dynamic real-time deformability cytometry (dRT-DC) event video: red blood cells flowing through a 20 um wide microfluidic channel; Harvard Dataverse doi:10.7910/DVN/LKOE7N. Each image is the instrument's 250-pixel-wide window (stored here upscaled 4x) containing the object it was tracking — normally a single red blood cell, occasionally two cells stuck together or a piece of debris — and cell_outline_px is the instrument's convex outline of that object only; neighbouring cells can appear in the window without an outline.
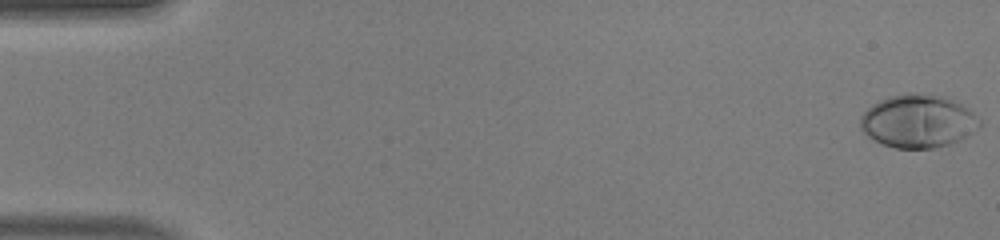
{"species": "human", "species_latin": "Homo sapiens", "temperature_condition": "warm", "stored_images_in_passage": 49, "camera_frame_rate_fps": 3000, "um_per_image_px": 0.085, "donor": {"sex": "male"}, "frame": {"image": 1, "passage_image": 1, "time_ms": 0.0, "image_size_px": [1000, 240], "cell_outline_px": [[980, 128], [960, 140], [948, 144], [932, 148], [896, 148], [884, 144], [868, 136], [860, 128], [860, 116], [872, 104], [880, 100], [892, 96], [912, 92], [916, 92], [948, 96], [964, 104], [980, 120]], "centroid_in_image_um": [78.07, 10.27], "position_along_channel_um": 6.9, "area_um2": 37.11}}
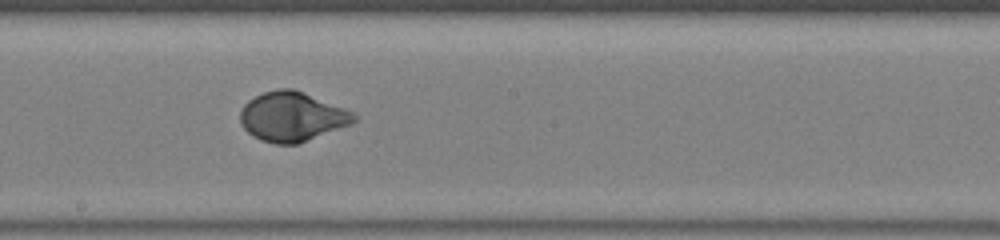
{"frame": {"image": 2, "passage_image": 28, "time_ms": 9.0, "image_size_px": [1000, 240], "cell_outline_px": [[360, 116], [352, 124], [296, 144], [276, 144], [260, 140], [252, 136], [240, 124], [240, 108], [248, 100], [264, 92], [276, 88], [292, 88], [304, 92], [344, 108]], "centroid_in_image_um": [24.81, 9.91], "position_along_channel_um": 223.4, "area_um2": 32.89}}
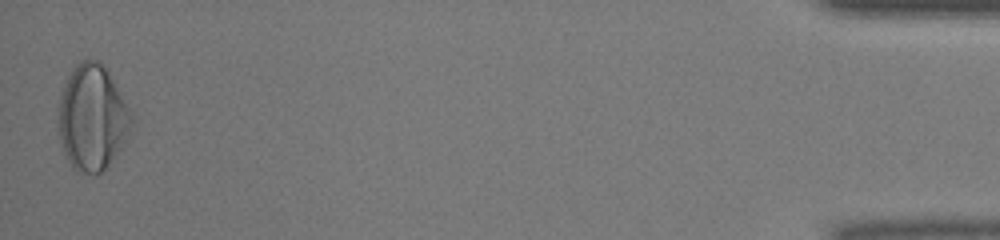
{"frame": {"image": 3, "passage_image": 49, "time_ms": 16.0, "image_size_px": [1000, 240], "cell_outline_px": [[132, 124], [120, 148], [104, 168], [100, 172], [76, 172], [68, 160], [64, 152], [56, 128], [56, 108], [64, 84], [68, 76], [76, 64], [80, 60], [96, 60], [104, 64], [128, 108], [132, 116]], "centroid_in_image_um": [7.77, 9.97], "position_along_channel_um": 427.4, "area_um2": 44.62}, "authors_computed_cell_mechanics": {"area_um2": 33.0616, "velocity_mm_per_s": 4.219, "shape_relaxation_time_tau1_ms": 2.6719, "shape_relaxation_time_tau2_ms": null, "deformation_change_tau1": 0.1967, "deformation_change_tau2": null}}